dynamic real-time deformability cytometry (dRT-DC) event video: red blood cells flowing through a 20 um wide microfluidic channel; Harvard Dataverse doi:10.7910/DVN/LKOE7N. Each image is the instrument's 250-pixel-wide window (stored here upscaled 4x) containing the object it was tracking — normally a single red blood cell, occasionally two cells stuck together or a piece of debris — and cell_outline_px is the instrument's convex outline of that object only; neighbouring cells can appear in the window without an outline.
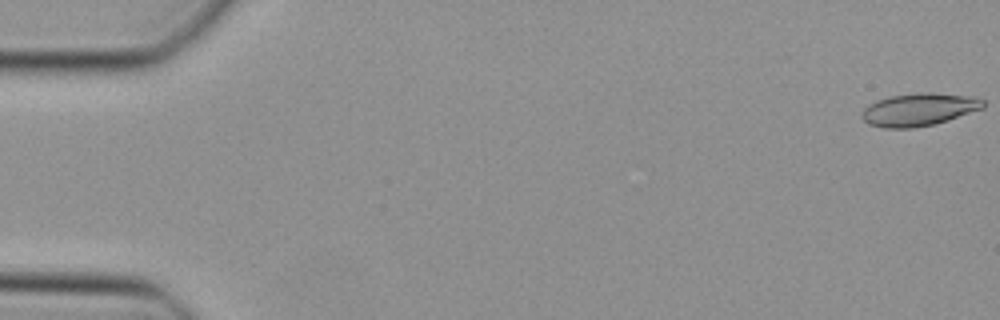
{"species": "Egyptian fruit bat (a non-hibernating species)", "species_latin": "Rousettus aegyptiacus", "temperature_condition": "cold", "stored_images_in_passage": 48, "camera_frame_rate_fps": 3000, "um_per_image_px": 0.085, "animal": {"sex": "female"}, "frame": {"image": 1, "passage_image": 1, "time_ms": 0.0, "image_size_px": [1000, 320], "cell_outline_px": [[984, 108], [948, 120], [932, 124], [912, 128], [884, 128], [868, 124], [860, 116], [860, 112], [868, 104], [876, 100], [888, 96], [916, 92], [932, 92], [972, 96], [984, 100]], "centroid_in_image_um": [78.07, 9.29], "position_along_channel_um": 6.9, "area_um2": 23.41}}
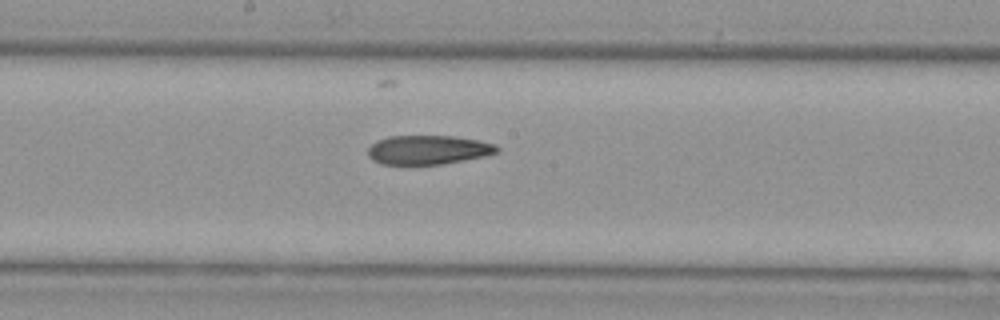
{"frame": {"image": 2, "passage_image": 26, "time_ms": 8.333, "image_size_px": [1000, 320], "cell_outline_px": [[500, 152], [488, 156], [440, 164], [380, 164], [372, 160], [368, 156], [368, 148], [376, 140], [388, 136], [452, 136], [476, 140], [496, 144], [500, 148]], "centroid_in_image_um": [36.41, 12.74], "position_along_channel_um": 211.8, "area_um2": 22.02}}
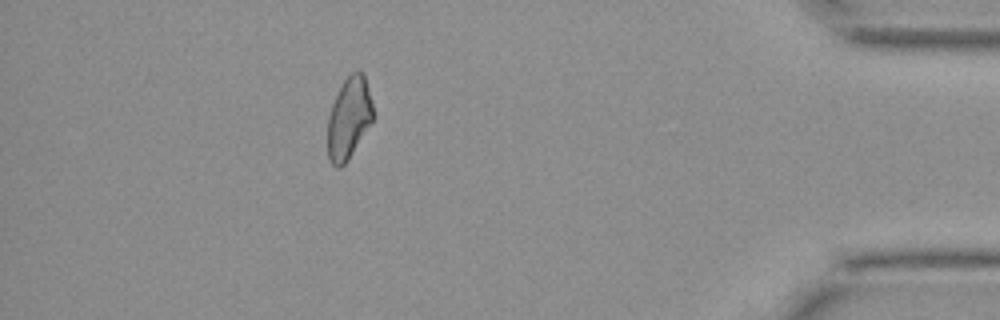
{"frame": {"image": 3, "passage_image": 43, "time_ms": 14.0, "image_size_px": [1000, 320], "cell_outline_px": [[376, 116], [348, 160], [340, 168], [336, 168], [332, 164], [328, 156], [328, 116], [332, 104], [344, 80], [352, 72], [364, 72], [376, 112]], "centroid_in_image_um": [29.7, 10.04], "position_along_channel_um": 405.5, "area_um2": 21.91}}